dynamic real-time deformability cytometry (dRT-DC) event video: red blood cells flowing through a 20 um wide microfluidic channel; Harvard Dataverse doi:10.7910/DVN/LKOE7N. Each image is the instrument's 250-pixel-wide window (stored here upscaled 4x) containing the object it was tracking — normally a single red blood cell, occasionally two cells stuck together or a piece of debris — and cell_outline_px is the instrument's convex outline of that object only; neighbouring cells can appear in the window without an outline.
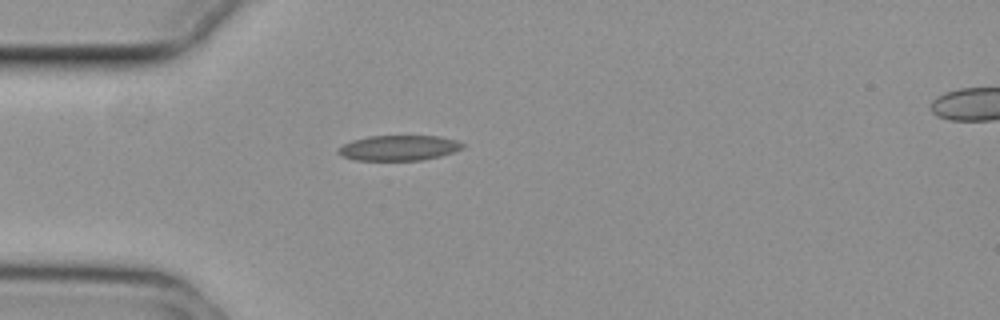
{"species": "common noctule bat (a hibernating species)", "species_latin": "Nyctalus noctula", "temperature_condition": "cold", "stored_images_in_passage": 5, "camera_frame_rate_fps": 3000, "um_per_image_px": 0.085, "animal": {"sex": "female", "body_mass_g": 29.2, "forearm_length_mm": 56.3}, "frame": {"image": 1, "passage_image": 1, "time_ms": 0.0, "image_size_px": [1000, 320], "cell_outline_px": [[464, 148], [440, 156], [424, 160], [356, 160], [340, 156], [336, 152], [336, 148], [352, 140], [368, 136], [440, 136], [456, 140], [464, 144]], "centroid_in_image_um": [33.86, 12.57], "position_along_channel_um": 51.1, "area_um2": 18.44}}
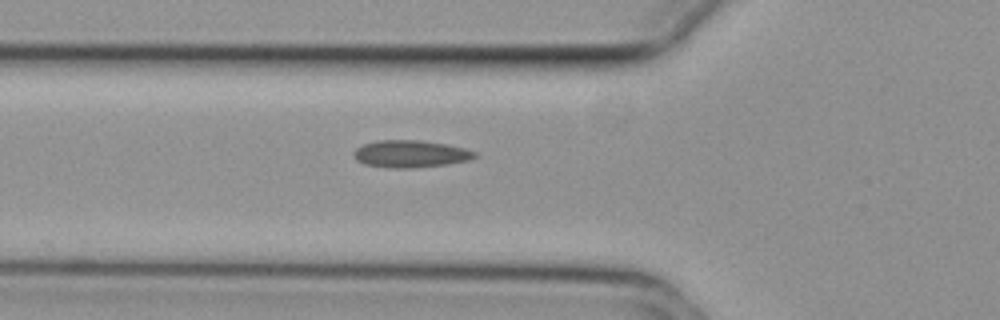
{"frame": {"image": 2, "passage_image": 5, "time_ms": 1.333, "image_size_px": [1000, 320], "cell_outline_px": [[476, 156], [468, 160], [448, 164], [412, 168], [388, 168], [364, 164], [356, 160], [352, 156], [352, 152], [356, 148], [364, 144], [376, 140], [420, 140], [448, 144], [464, 148], [476, 152]], "centroid_in_image_um": [34.85, 13.08], "position_along_channel_um": 91.0, "area_um2": 19.36}}